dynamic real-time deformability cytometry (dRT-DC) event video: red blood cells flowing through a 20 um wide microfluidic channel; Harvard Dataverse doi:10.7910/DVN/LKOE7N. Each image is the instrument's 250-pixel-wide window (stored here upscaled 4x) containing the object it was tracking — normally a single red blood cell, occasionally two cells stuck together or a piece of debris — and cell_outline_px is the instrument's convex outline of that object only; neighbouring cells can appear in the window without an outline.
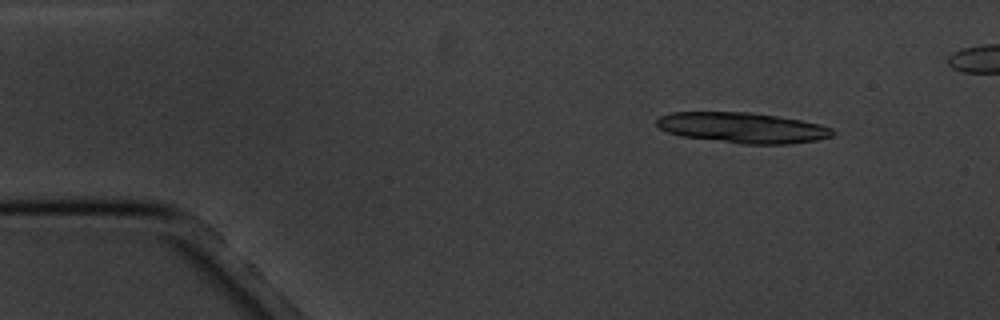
{"species": "common noctule bat (a hibernating species)", "species_latin": "Nyctalus noctula", "temperature_condition": "cold", "stored_images_in_passage": 5, "camera_frame_rate_fps": 3000, "um_per_image_px": 0.085, "animal": {"sex": "male", "body_mass_g": 20.1, "forearm_length_mm": 53.5}, "frame": {"image": 1, "passage_image": 1, "time_ms": 0.0, "image_size_px": [1000, 320], "cell_outline_px": [[836, 132], [832, 136], [816, 140], [788, 144], [744, 144], [680, 136], [668, 132], [660, 128], [656, 124], [656, 120], [660, 116], [672, 112], [752, 112], [800, 120], [820, 124], [832, 128]], "centroid_in_image_um": [63.12, 10.85], "position_along_channel_um": 21.9, "area_um2": 31.27}}